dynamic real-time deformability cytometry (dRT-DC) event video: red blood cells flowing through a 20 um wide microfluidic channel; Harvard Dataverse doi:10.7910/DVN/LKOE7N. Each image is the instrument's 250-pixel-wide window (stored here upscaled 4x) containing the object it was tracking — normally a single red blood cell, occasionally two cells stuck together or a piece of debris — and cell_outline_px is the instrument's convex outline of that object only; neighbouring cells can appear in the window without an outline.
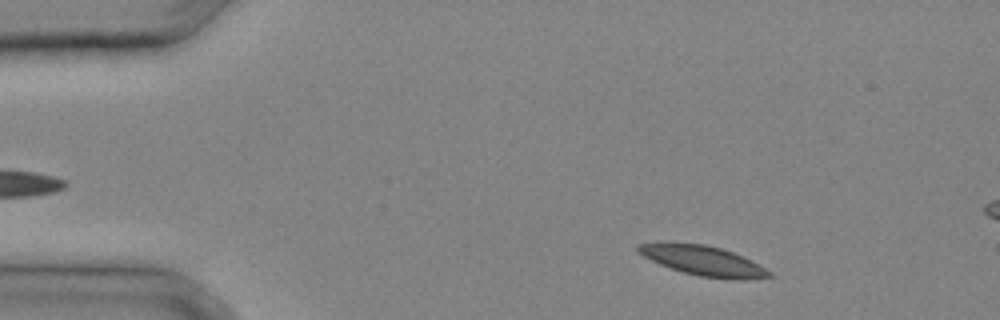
{"species": "common noctule bat (a hibernating species)", "species_latin": "Nyctalus noctula", "temperature_condition": "cold", "stored_images_in_passage": 7, "camera_frame_rate_fps": 3000, "um_per_image_px": 0.085, "animal": {"sex": "male", "body_mass_g": 20.4}, "frame": {"image": 1, "passage_image": 2, "time_ms": 0.333, "image_size_px": [1000, 320], "cell_outline_px": [[772, 276], [700, 276], [684, 272], [660, 264], [644, 256], [636, 248], [636, 244], [704, 244], [720, 248], [732, 252], [752, 260], [772, 272]], "centroid_in_image_um": [59.71, 22.11], "position_along_channel_um": 25.3, "area_um2": 20.92}}